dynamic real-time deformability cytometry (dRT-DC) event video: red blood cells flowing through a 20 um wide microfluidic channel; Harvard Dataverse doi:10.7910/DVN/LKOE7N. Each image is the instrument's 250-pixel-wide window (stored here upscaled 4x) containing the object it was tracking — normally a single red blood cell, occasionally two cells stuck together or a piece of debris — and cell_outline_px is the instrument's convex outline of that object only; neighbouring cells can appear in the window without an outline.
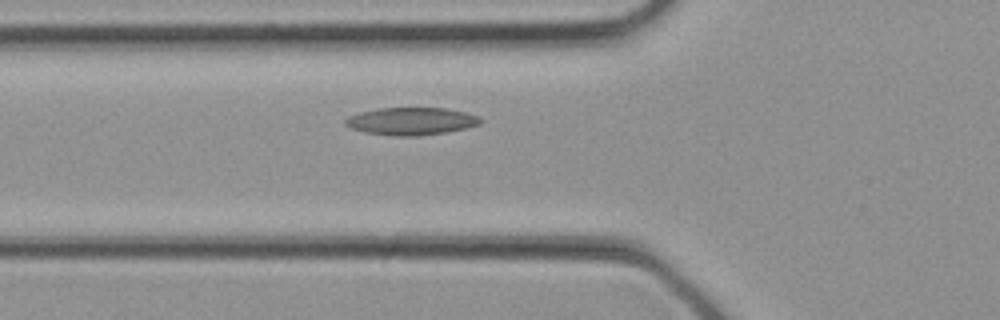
{"species": "common noctule bat (a hibernating species)", "species_latin": "Nyctalus noctula", "temperature_condition": "cold", "stored_images_in_passage": 30, "camera_frame_rate_fps": 3000, "um_per_image_px": 0.085, "animal": {"sex": "female", "body_mass_g": 21.9}, "frame": {"image": 1, "passage_image": 9, "time_ms": 2.667, "image_size_px": [1000, 320], "cell_outline_px": [[480, 124], [448, 132], [416, 136], [396, 136], [364, 132], [352, 128], [344, 124], [344, 120], [348, 116], [360, 112], [376, 108], [444, 108], [464, 112], [480, 116]], "centroid_in_image_um": [34.92, 10.3], "position_along_channel_um": 90.9, "area_um2": 21.62}}
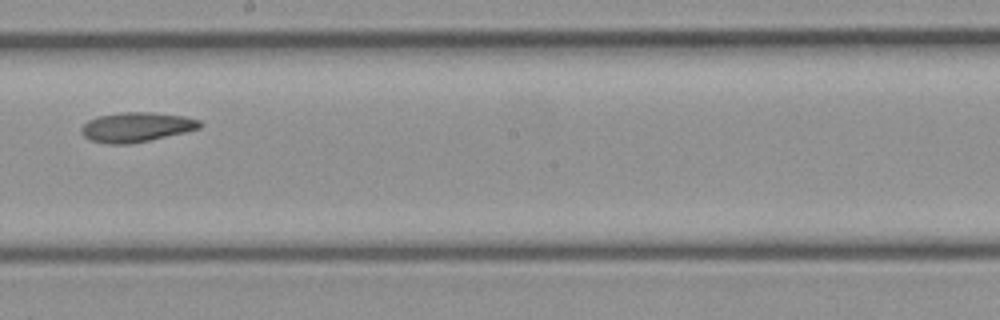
{"frame": {"image": 2, "passage_image": 16, "time_ms": 5.0, "image_size_px": [1000, 320], "cell_outline_px": [[204, 124], [200, 128], [184, 132], [148, 140], [128, 144], [108, 144], [92, 140], [84, 136], [80, 132], [80, 128], [88, 120], [100, 116], [120, 112], [152, 112], [184, 116], [200, 120]], "centroid_in_image_um": [11.6, 10.79], "position_along_channel_um": 236.6, "area_um2": 20.35}}
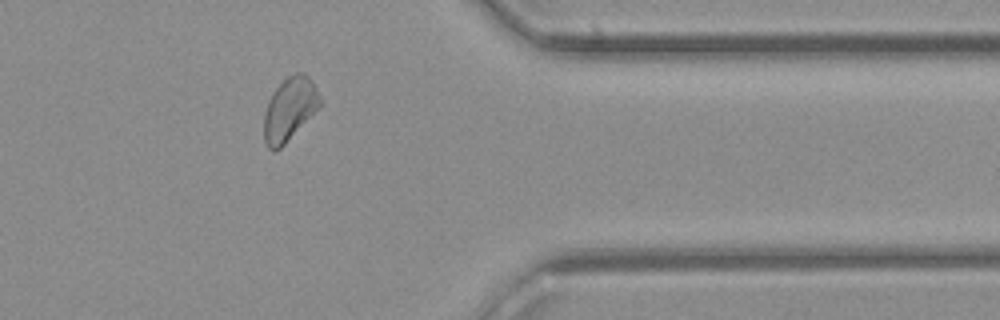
{"frame": {"image": 3, "passage_image": 24, "time_ms": 7.667, "image_size_px": [1000, 320], "cell_outline_px": [[320, 104], [284, 144], [280, 148], [272, 152], [268, 148], [264, 140], [264, 116], [268, 100], [272, 92], [288, 76], [296, 72], [304, 72], [312, 80], [320, 96]], "centroid_in_image_um": [24.57, 9.25], "position_along_channel_um": 386.8, "area_um2": 20.11}}